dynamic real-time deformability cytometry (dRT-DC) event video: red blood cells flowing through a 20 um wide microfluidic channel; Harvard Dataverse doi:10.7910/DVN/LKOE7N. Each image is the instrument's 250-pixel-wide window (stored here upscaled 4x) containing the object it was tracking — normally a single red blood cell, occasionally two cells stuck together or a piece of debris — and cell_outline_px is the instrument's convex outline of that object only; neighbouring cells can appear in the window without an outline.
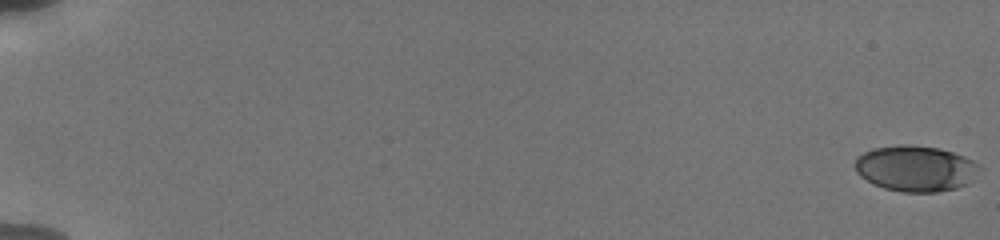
{"species": "human", "species_latin": "Homo sapiens", "temperature_condition": "cold", "stored_images_in_passage": 15, "camera_frame_rate_fps": 3000, "um_per_image_px": 0.085, "donor": {"sex": "male"}, "frame": {"image": 1, "passage_image": 1, "time_ms": 0.0, "image_size_px": [1000, 240], "cell_outline_px": [[984, 168], [968, 184], [956, 188], [936, 192], [904, 192], [884, 188], [872, 184], [860, 176], [856, 172], [856, 156], [872, 148], [900, 144], [908, 144], [940, 148], [964, 156], [980, 164]], "centroid_in_image_um": [77.86, 14.31], "position_along_channel_um": 7.1, "area_um2": 33.7}}
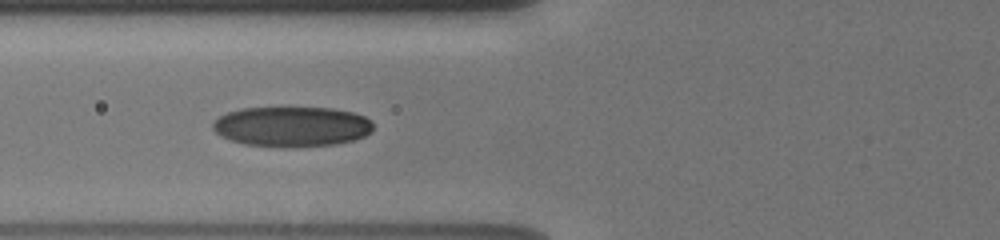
{"frame": {"image": 2, "passage_image": 12, "time_ms": 8.0, "image_size_px": [1000, 240], "cell_outline_px": [[372, 132], [364, 136], [352, 140], [336, 144], [292, 148], [284, 148], [244, 144], [220, 136], [212, 128], [212, 124], [220, 116], [228, 112], [240, 108], [332, 108], [352, 112], [364, 116], [372, 120]], "centroid_in_image_um": [24.81, 10.77], "position_along_channel_um": 101.0, "area_um2": 37.74}}
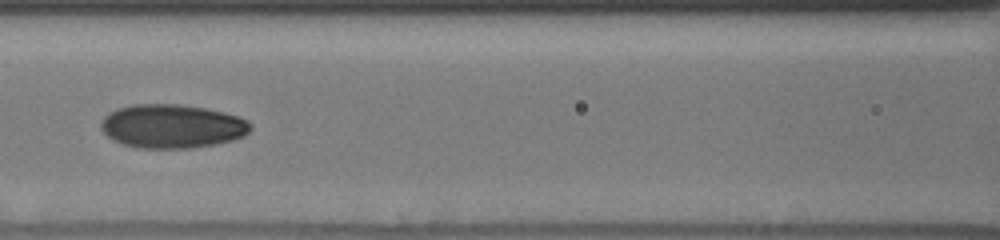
{"frame": {"image": 3, "passage_image": 14, "time_ms": 9.333, "image_size_px": [1000, 240], "cell_outline_px": [[252, 128], [244, 136], [232, 140], [216, 144], [188, 148], [140, 148], [124, 144], [112, 140], [100, 128], [100, 124], [104, 116], [108, 112], [116, 108], [132, 104], [180, 104], [204, 108], [224, 112], [240, 116], [248, 120], [252, 124]], "centroid_in_image_um": [14.63, 10.72], "position_along_channel_um": 152.0, "area_um2": 38.44}}